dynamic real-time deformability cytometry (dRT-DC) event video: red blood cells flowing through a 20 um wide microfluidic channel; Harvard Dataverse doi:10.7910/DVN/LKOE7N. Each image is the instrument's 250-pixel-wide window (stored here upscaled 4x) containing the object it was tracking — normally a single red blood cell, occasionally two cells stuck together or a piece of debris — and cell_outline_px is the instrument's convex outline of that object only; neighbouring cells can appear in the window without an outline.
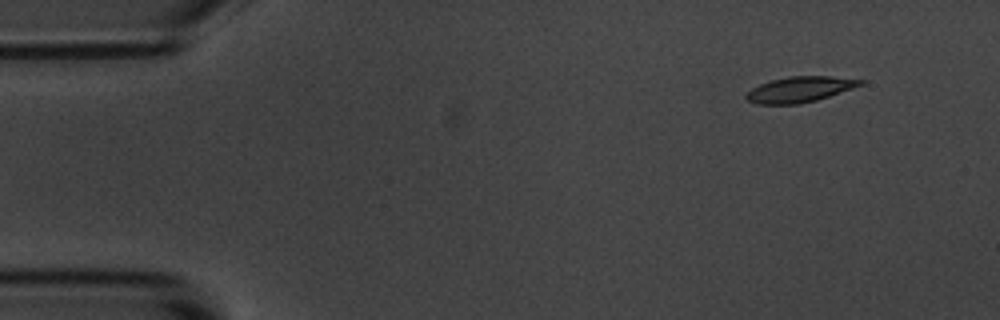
{"species": "common noctule bat (a hibernating species)", "species_latin": "Nyctalus noctula", "temperature_condition": "room temperature", "stored_images_in_passage": 51, "camera_frame_rate_fps": 3000, "um_per_image_px": 0.085, "animal": {"sex": "male", "body_mass_g": 20.1, "forearm_length_mm": 53.5}, "frame": {"image": 1, "passage_image": 1, "time_ms": 0.0, "image_size_px": [1000, 320], "cell_outline_px": [[864, 84], [816, 100], [796, 104], [756, 104], [748, 100], [744, 96], [752, 88], [760, 84], [772, 80], [788, 76], [832, 76], [864, 80]], "centroid_in_image_um": [67.97, 7.59], "position_along_channel_um": 17.0, "area_um2": 16.82}}
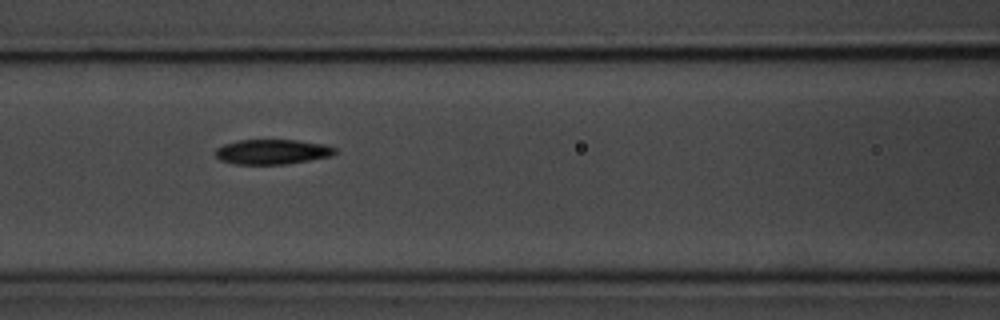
{"frame": {"image": 2, "passage_image": 19, "time_ms": 6.0, "image_size_px": [1000, 320], "cell_outline_px": [[336, 152], [332, 156], [284, 164], [236, 164], [220, 160], [216, 156], [216, 148], [224, 144], [240, 140], [296, 140], [324, 144], [336, 148]], "centroid_in_image_um": [23.14, 12.9], "position_along_channel_um": 143.5, "area_um2": 17.22}}
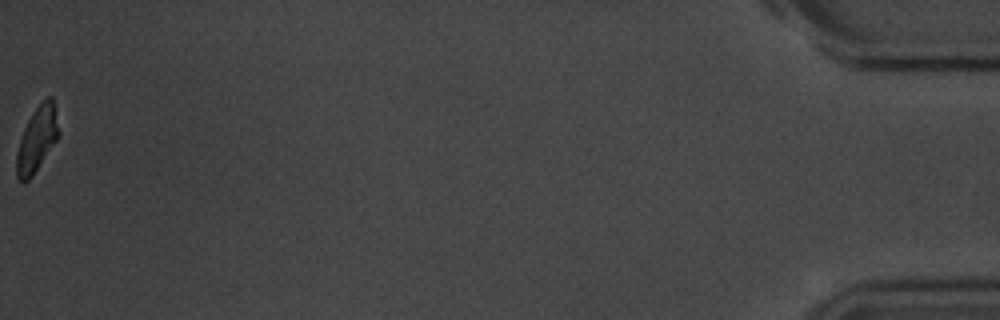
{"frame": {"image": 3, "passage_image": 51, "time_ms": 16.667, "image_size_px": [1000, 320], "cell_outline_px": [[60, 132], [56, 140], [32, 176], [24, 184], [16, 176], [16, 152], [24, 128], [32, 112], [48, 96], [52, 96]], "centroid_in_image_um": [3.13, 11.85], "position_along_channel_um": 432.1, "area_um2": 15.72}, "authors_computed_cell_mechanics": {"area_um2": 17.3978, "velocity_mm_per_s": 3.6528, "shape_relaxation_time_tau1_ms": 3.7681, "shape_relaxation_time_tau2_ms": 9.3565, "deformation_change_tau1": 0.1712, "deformation_change_tau2": 0.1527}}